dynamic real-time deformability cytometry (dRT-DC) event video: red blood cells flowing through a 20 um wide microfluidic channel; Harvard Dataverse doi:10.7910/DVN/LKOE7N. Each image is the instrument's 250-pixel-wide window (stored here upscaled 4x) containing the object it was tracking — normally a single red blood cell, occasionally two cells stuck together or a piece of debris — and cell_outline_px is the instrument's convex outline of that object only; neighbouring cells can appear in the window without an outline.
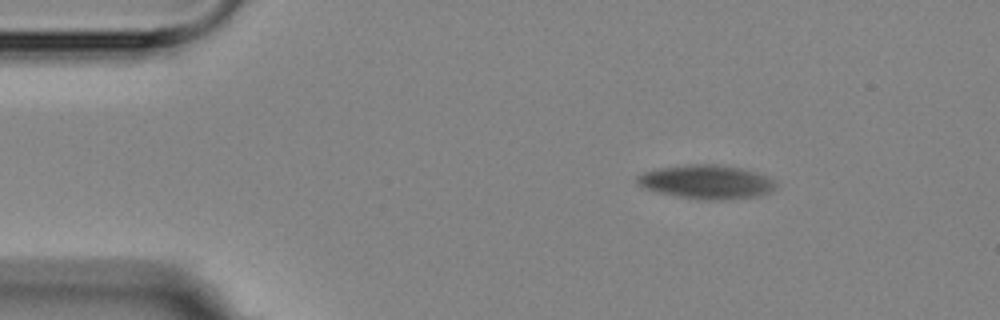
{"species": "Egyptian fruit bat (a non-hibernating species)", "species_latin": "Rousettus aegyptiacus", "temperature_condition": "room temperature", "stored_images_in_passage": 8, "camera_frame_rate_fps": 3000, "um_per_image_px": 0.085, "animal": {"sex": "female"}, "frame": {"image": 1, "passage_image": 1, "time_ms": 0.0, "image_size_px": [1000, 320], "cell_outline_px": [[776, 188], [772, 192], [756, 196], [724, 200], [716, 200], [676, 196], [644, 188], [636, 184], [636, 176], [644, 172], [656, 168], [688, 164], [720, 164], [740, 168], [756, 172], [776, 180]], "centroid_in_image_um": [60.06, 15.45], "position_along_channel_um": 24.9, "area_um2": 27.46}}
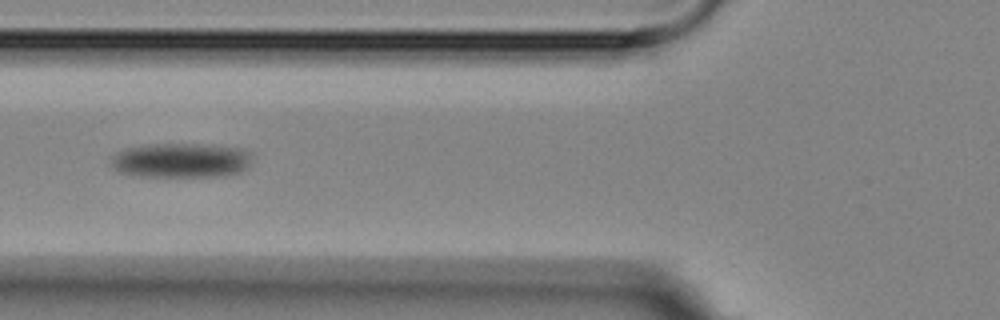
{"frame": {"image": 2, "passage_image": 5, "time_ms": 4.667, "image_size_px": [1000, 320], "cell_outline_px": [[252, 152], [248, 168], [240, 172], [224, 176], [132, 176], [116, 172], [108, 164], [112, 156], [116, 152], [128, 148], [148, 144], [200, 144], [240, 148]], "centroid_in_image_um": [15.33, 13.64], "position_along_channel_um": 110.5, "area_um2": 28.9}}
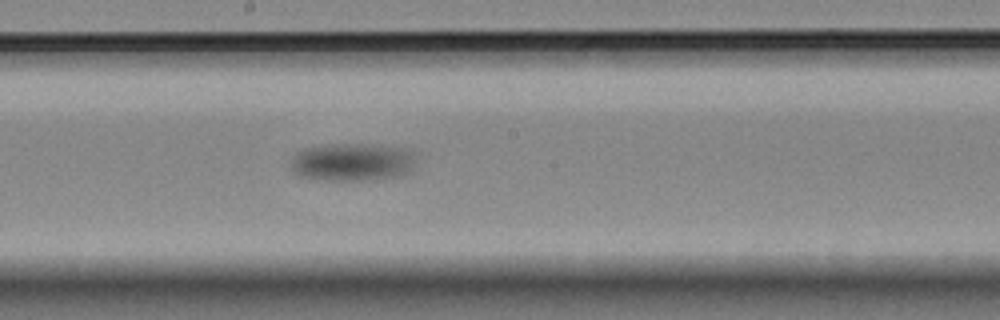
{"frame": {"image": 3, "passage_image": 8, "time_ms": 8.0, "image_size_px": [1000, 320], "cell_outline_px": [[412, 172], [400, 176], [384, 180], [316, 180], [304, 176], [296, 172], [292, 168], [292, 160], [304, 148], [400, 148], [408, 152]], "centroid_in_image_um": [29.93, 13.91], "position_along_channel_um": 218.3, "area_um2": 25.14}}